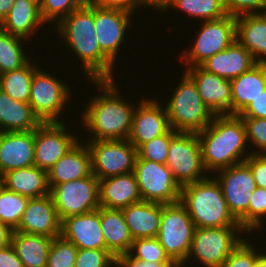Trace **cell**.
Here are the masks:
<instances>
[{
    "label": "cell",
    "instance_id": "obj_31",
    "mask_svg": "<svg viewBox=\"0 0 266 267\" xmlns=\"http://www.w3.org/2000/svg\"><path fill=\"white\" fill-rule=\"evenodd\" d=\"M43 24L45 22L38 7L27 0H15L8 15L0 23V28L28 40Z\"/></svg>",
    "mask_w": 266,
    "mask_h": 267
},
{
    "label": "cell",
    "instance_id": "obj_15",
    "mask_svg": "<svg viewBox=\"0 0 266 267\" xmlns=\"http://www.w3.org/2000/svg\"><path fill=\"white\" fill-rule=\"evenodd\" d=\"M217 175L214 176L221 185L228 208L238 220L248 210L252 193L256 189L250 167L242 162L218 170Z\"/></svg>",
    "mask_w": 266,
    "mask_h": 267
},
{
    "label": "cell",
    "instance_id": "obj_35",
    "mask_svg": "<svg viewBox=\"0 0 266 267\" xmlns=\"http://www.w3.org/2000/svg\"><path fill=\"white\" fill-rule=\"evenodd\" d=\"M171 7L179 8L188 14V17L194 16L193 18L201 19V22L218 20L228 15L223 0H176L168 9Z\"/></svg>",
    "mask_w": 266,
    "mask_h": 267
},
{
    "label": "cell",
    "instance_id": "obj_1",
    "mask_svg": "<svg viewBox=\"0 0 266 267\" xmlns=\"http://www.w3.org/2000/svg\"><path fill=\"white\" fill-rule=\"evenodd\" d=\"M102 94L96 95L82 114V124L92 133L90 140H125L132 129L134 105L126 102L114 79L91 80ZM93 82V83H92Z\"/></svg>",
    "mask_w": 266,
    "mask_h": 267
},
{
    "label": "cell",
    "instance_id": "obj_23",
    "mask_svg": "<svg viewBox=\"0 0 266 267\" xmlns=\"http://www.w3.org/2000/svg\"><path fill=\"white\" fill-rule=\"evenodd\" d=\"M100 206L122 210L142 201L133 172L99 180Z\"/></svg>",
    "mask_w": 266,
    "mask_h": 267
},
{
    "label": "cell",
    "instance_id": "obj_24",
    "mask_svg": "<svg viewBox=\"0 0 266 267\" xmlns=\"http://www.w3.org/2000/svg\"><path fill=\"white\" fill-rule=\"evenodd\" d=\"M256 64L252 54L236 40L231 46L208 58L200 66L210 73L232 80Z\"/></svg>",
    "mask_w": 266,
    "mask_h": 267
},
{
    "label": "cell",
    "instance_id": "obj_49",
    "mask_svg": "<svg viewBox=\"0 0 266 267\" xmlns=\"http://www.w3.org/2000/svg\"><path fill=\"white\" fill-rule=\"evenodd\" d=\"M116 267H179L176 263H146L132 258L128 253L116 258Z\"/></svg>",
    "mask_w": 266,
    "mask_h": 267
},
{
    "label": "cell",
    "instance_id": "obj_17",
    "mask_svg": "<svg viewBox=\"0 0 266 267\" xmlns=\"http://www.w3.org/2000/svg\"><path fill=\"white\" fill-rule=\"evenodd\" d=\"M137 106L133 112L132 129L128 138L136 149L171 129L166 109L158 100L141 98Z\"/></svg>",
    "mask_w": 266,
    "mask_h": 267
},
{
    "label": "cell",
    "instance_id": "obj_42",
    "mask_svg": "<svg viewBox=\"0 0 266 267\" xmlns=\"http://www.w3.org/2000/svg\"><path fill=\"white\" fill-rule=\"evenodd\" d=\"M116 258L106 249H78L74 267H112Z\"/></svg>",
    "mask_w": 266,
    "mask_h": 267
},
{
    "label": "cell",
    "instance_id": "obj_34",
    "mask_svg": "<svg viewBox=\"0 0 266 267\" xmlns=\"http://www.w3.org/2000/svg\"><path fill=\"white\" fill-rule=\"evenodd\" d=\"M23 40L27 41L0 28V74L20 69L31 60L26 55Z\"/></svg>",
    "mask_w": 266,
    "mask_h": 267
},
{
    "label": "cell",
    "instance_id": "obj_56",
    "mask_svg": "<svg viewBox=\"0 0 266 267\" xmlns=\"http://www.w3.org/2000/svg\"><path fill=\"white\" fill-rule=\"evenodd\" d=\"M4 187L3 184V175L0 173V190Z\"/></svg>",
    "mask_w": 266,
    "mask_h": 267
},
{
    "label": "cell",
    "instance_id": "obj_38",
    "mask_svg": "<svg viewBox=\"0 0 266 267\" xmlns=\"http://www.w3.org/2000/svg\"><path fill=\"white\" fill-rule=\"evenodd\" d=\"M252 194L248 210L238 219L240 226L250 234L257 228L260 230L264 216L266 218V189L256 187Z\"/></svg>",
    "mask_w": 266,
    "mask_h": 267
},
{
    "label": "cell",
    "instance_id": "obj_16",
    "mask_svg": "<svg viewBox=\"0 0 266 267\" xmlns=\"http://www.w3.org/2000/svg\"><path fill=\"white\" fill-rule=\"evenodd\" d=\"M133 13L94 4L95 33L101 50L115 63ZM121 45V46H120Z\"/></svg>",
    "mask_w": 266,
    "mask_h": 267
},
{
    "label": "cell",
    "instance_id": "obj_8",
    "mask_svg": "<svg viewBox=\"0 0 266 267\" xmlns=\"http://www.w3.org/2000/svg\"><path fill=\"white\" fill-rule=\"evenodd\" d=\"M202 27L194 39V44L183 51L179 59L186 68L200 66L208 58L231 46L236 40V17L226 15L218 20L202 22Z\"/></svg>",
    "mask_w": 266,
    "mask_h": 267
},
{
    "label": "cell",
    "instance_id": "obj_22",
    "mask_svg": "<svg viewBox=\"0 0 266 267\" xmlns=\"http://www.w3.org/2000/svg\"><path fill=\"white\" fill-rule=\"evenodd\" d=\"M92 174L91 154L84 143L78 141L49 170L50 189L54 185L88 177Z\"/></svg>",
    "mask_w": 266,
    "mask_h": 267
},
{
    "label": "cell",
    "instance_id": "obj_52",
    "mask_svg": "<svg viewBox=\"0 0 266 267\" xmlns=\"http://www.w3.org/2000/svg\"><path fill=\"white\" fill-rule=\"evenodd\" d=\"M15 0H0V23L8 15Z\"/></svg>",
    "mask_w": 266,
    "mask_h": 267
},
{
    "label": "cell",
    "instance_id": "obj_6",
    "mask_svg": "<svg viewBox=\"0 0 266 267\" xmlns=\"http://www.w3.org/2000/svg\"><path fill=\"white\" fill-rule=\"evenodd\" d=\"M238 231L241 234L245 230L241 226L195 228L187 259L179 267H183L193 256L195 261L197 259L203 266L222 267L231 252L243 240V237L238 236Z\"/></svg>",
    "mask_w": 266,
    "mask_h": 267
},
{
    "label": "cell",
    "instance_id": "obj_50",
    "mask_svg": "<svg viewBox=\"0 0 266 267\" xmlns=\"http://www.w3.org/2000/svg\"><path fill=\"white\" fill-rule=\"evenodd\" d=\"M0 267H24L11 243L0 248Z\"/></svg>",
    "mask_w": 266,
    "mask_h": 267
},
{
    "label": "cell",
    "instance_id": "obj_21",
    "mask_svg": "<svg viewBox=\"0 0 266 267\" xmlns=\"http://www.w3.org/2000/svg\"><path fill=\"white\" fill-rule=\"evenodd\" d=\"M34 165V130L0 132V173Z\"/></svg>",
    "mask_w": 266,
    "mask_h": 267
},
{
    "label": "cell",
    "instance_id": "obj_3",
    "mask_svg": "<svg viewBox=\"0 0 266 267\" xmlns=\"http://www.w3.org/2000/svg\"><path fill=\"white\" fill-rule=\"evenodd\" d=\"M198 136L207 173L209 170L216 173L242 163L251 154L245 155L248 143L245 126L239 115H215Z\"/></svg>",
    "mask_w": 266,
    "mask_h": 267
},
{
    "label": "cell",
    "instance_id": "obj_33",
    "mask_svg": "<svg viewBox=\"0 0 266 267\" xmlns=\"http://www.w3.org/2000/svg\"><path fill=\"white\" fill-rule=\"evenodd\" d=\"M31 60L22 68L0 75V89L11 98L29 103L34 72L38 69Z\"/></svg>",
    "mask_w": 266,
    "mask_h": 267
},
{
    "label": "cell",
    "instance_id": "obj_55",
    "mask_svg": "<svg viewBox=\"0 0 266 267\" xmlns=\"http://www.w3.org/2000/svg\"><path fill=\"white\" fill-rule=\"evenodd\" d=\"M28 2L34 4L36 7L41 9L43 0H27Z\"/></svg>",
    "mask_w": 266,
    "mask_h": 267
},
{
    "label": "cell",
    "instance_id": "obj_28",
    "mask_svg": "<svg viewBox=\"0 0 266 267\" xmlns=\"http://www.w3.org/2000/svg\"><path fill=\"white\" fill-rule=\"evenodd\" d=\"M99 219L108 250L115 258L127 254L133 239L122 210L99 207Z\"/></svg>",
    "mask_w": 266,
    "mask_h": 267
},
{
    "label": "cell",
    "instance_id": "obj_5",
    "mask_svg": "<svg viewBox=\"0 0 266 267\" xmlns=\"http://www.w3.org/2000/svg\"><path fill=\"white\" fill-rule=\"evenodd\" d=\"M183 73L182 81L165 104V109L174 131L198 134L211 123L215 115L203 103L194 81Z\"/></svg>",
    "mask_w": 266,
    "mask_h": 267
},
{
    "label": "cell",
    "instance_id": "obj_7",
    "mask_svg": "<svg viewBox=\"0 0 266 267\" xmlns=\"http://www.w3.org/2000/svg\"><path fill=\"white\" fill-rule=\"evenodd\" d=\"M195 225L186 208L179 202L162 204L157 238L165 253L180 266L189 253Z\"/></svg>",
    "mask_w": 266,
    "mask_h": 267
},
{
    "label": "cell",
    "instance_id": "obj_19",
    "mask_svg": "<svg viewBox=\"0 0 266 267\" xmlns=\"http://www.w3.org/2000/svg\"><path fill=\"white\" fill-rule=\"evenodd\" d=\"M14 231L51 238L59 237L61 220L58 217L52 196L49 194L39 198H30L19 226Z\"/></svg>",
    "mask_w": 266,
    "mask_h": 267
},
{
    "label": "cell",
    "instance_id": "obj_36",
    "mask_svg": "<svg viewBox=\"0 0 266 267\" xmlns=\"http://www.w3.org/2000/svg\"><path fill=\"white\" fill-rule=\"evenodd\" d=\"M30 198L3 187L0 190V221L15 230Z\"/></svg>",
    "mask_w": 266,
    "mask_h": 267
},
{
    "label": "cell",
    "instance_id": "obj_2",
    "mask_svg": "<svg viewBox=\"0 0 266 267\" xmlns=\"http://www.w3.org/2000/svg\"><path fill=\"white\" fill-rule=\"evenodd\" d=\"M57 34L80 58L87 80L113 79L115 63L101 50L95 33L94 4L74 10L56 25Z\"/></svg>",
    "mask_w": 266,
    "mask_h": 267
},
{
    "label": "cell",
    "instance_id": "obj_53",
    "mask_svg": "<svg viewBox=\"0 0 266 267\" xmlns=\"http://www.w3.org/2000/svg\"><path fill=\"white\" fill-rule=\"evenodd\" d=\"M175 1L176 0H152L150 6L155 9L157 8L158 11L162 10L161 12H165L166 10L168 11L169 6Z\"/></svg>",
    "mask_w": 266,
    "mask_h": 267
},
{
    "label": "cell",
    "instance_id": "obj_27",
    "mask_svg": "<svg viewBox=\"0 0 266 267\" xmlns=\"http://www.w3.org/2000/svg\"><path fill=\"white\" fill-rule=\"evenodd\" d=\"M236 38L257 63H266V13L237 16Z\"/></svg>",
    "mask_w": 266,
    "mask_h": 267
},
{
    "label": "cell",
    "instance_id": "obj_10",
    "mask_svg": "<svg viewBox=\"0 0 266 267\" xmlns=\"http://www.w3.org/2000/svg\"><path fill=\"white\" fill-rule=\"evenodd\" d=\"M92 174L98 179L133 172L137 149L128 140H89Z\"/></svg>",
    "mask_w": 266,
    "mask_h": 267
},
{
    "label": "cell",
    "instance_id": "obj_39",
    "mask_svg": "<svg viewBox=\"0 0 266 267\" xmlns=\"http://www.w3.org/2000/svg\"><path fill=\"white\" fill-rule=\"evenodd\" d=\"M177 133L172 128L161 136L153 138L151 141L140 145L137 148V158L160 164H166L171 138Z\"/></svg>",
    "mask_w": 266,
    "mask_h": 267
},
{
    "label": "cell",
    "instance_id": "obj_25",
    "mask_svg": "<svg viewBox=\"0 0 266 267\" xmlns=\"http://www.w3.org/2000/svg\"><path fill=\"white\" fill-rule=\"evenodd\" d=\"M231 81V115H239L266 88V63H257Z\"/></svg>",
    "mask_w": 266,
    "mask_h": 267
},
{
    "label": "cell",
    "instance_id": "obj_41",
    "mask_svg": "<svg viewBox=\"0 0 266 267\" xmlns=\"http://www.w3.org/2000/svg\"><path fill=\"white\" fill-rule=\"evenodd\" d=\"M88 4L87 0H43L40 14L45 23L53 22L54 19H57V24L74 10L85 7Z\"/></svg>",
    "mask_w": 266,
    "mask_h": 267
},
{
    "label": "cell",
    "instance_id": "obj_47",
    "mask_svg": "<svg viewBox=\"0 0 266 267\" xmlns=\"http://www.w3.org/2000/svg\"><path fill=\"white\" fill-rule=\"evenodd\" d=\"M96 4L105 8L126 10L131 13L142 6L150 7L147 0H99Z\"/></svg>",
    "mask_w": 266,
    "mask_h": 267
},
{
    "label": "cell",
    "instance_id": "obj_18",
    "mask_svg": "<svg viewBox=\"0 0 266 267\" xmlns=\"http://www.w3.org/2000/svg\"><path fill=\"white\" fill-rule=\"evenodd\" d=\"M194 81L203 103L214 115H231V81L201 66L185 68Z\"/></svg>",
    "mask_w": 266,
    "mask_h": 267
},
{
    "label": "cell",
    "instance_id": "obj_43",
    "mask_svg": "<svg viewBox=\"0 0 266 267\" xmlns=\"http://www.w3.org/2000/svg\"><path fill=\"white\" fill-rule=\"evenodd\" d=\"M245 130L247 142L259 150H251L253 154H266V118L241 117Z\"/></svg>",
    "mask_w": 266,
    "mask_h": 267
},
{
    "label": "cell",
    "instance_id": "obj_57",
    "mask_svg": "<svg viewBox=\"0 0 266 267\" xmlns=\"http://www.w3.org/2000/svg\"><path fill=\"white\" fill-rule=\"evenodd\" d=\"M89 4H96L99 0H87Z\"/></svg>",
    "mask_w": 266,
    "mask_h": 267
},
{
    "label": "cell",
    "instance_id": "obj_11",
    "mask_svg": "<svg viewBox=\"0 0 266 267\" xmlns=\"http://www.w3.org/2000/svg\"><path fill=\"white\" fill-rule=\"evenodd\" d=\"M50 195L60 220L71 215L86 214L100 207L99 180L93 174L54 185Z\"/></svg>",
    "mask_w": 266,
    "mask_h": 267
},
{
    "label": "cell",
    "instance_id": "obj_29",
    "mask_svg": "<svg viewBox=\"0 0 266 267\" xmlns=\"http://www.w3.org/2000/svg\"><path fill=\"white\" fill-rule=\"evenodd\" d=\"M4 187L28 198H39L50 194L48 171L35 165L14 169L3 174Z\"/></svg>",
    "mask_w": 266,
    "mask_h": 267
},
{
    "label": "cell",
    "instance_id": "obj_44",
    "mask_svg": "<svg viewBox=\"0 0 266 267\" xmlns=\"http://www.w3.org/2000/svg\"><path fill=\"white\" fill-rule=\"evenodd\" d=\"M253 245L247 241V238H243L225 260L222 267H254L255 260L261 252H257Z\"/></svg>",
    "mask_w": 266,
    "mask_h": 267
},
{
    "label": "cell",
    "instance_id": "obj_13",
    "mask_svg": "<svg viewBox=\"0 0 266 267\" xmlns=\"http://www.w3.org/2000/svg\"><path fill=\"white\" fill-rule=\"evenodd\" d=\"M133 173L142 201L162 204L180 201L181 187L166 164L136 159Z\"/></svg>",
    "mask_w": 266,
    "mask_h": 267
},
{
    "label": "cell",
    "instance_id": "obj_12",
    "mask_svg": "<svg viewBox=\"0 0 266 267\" xmlns=\"http://www.w3.org/2000/svg\"><path fill=\"white\" fill-rule=\"evenodd\" d=\"M68 87L42 68L34 72L29 104L41 123H62L59 116L71 96Z\"/></svg>",
    "mask_w": 266,
    "mask_h": 267
},
{
    "label": "cell",
    "instance_id": "obj_45",
    "mask_svg": "<svg viewBox=\"0 0 266 267\" xmlns=\"http://www.w3.org/2000/svg\"><path fill=\"white\" fill-rule=\"evenodd\" d=\"M223 4L227 14L235 17L260 13V10L266 13V0H223Z\"/></svg>",
    "mask_w": 266,
    "mask_h": 267
},
{
    "label": "cell",
    "instance_id": "obj_40",
    "mask_svg": "<svg viewBox=\"0 0 266 267\" xmlns=\"http://www.w3.org/2000/svg\"><path fill=\"white\" fill-rule=\"evenodd\" d=\"M78 248L61 236L53 239L47 267H74Z\"/></svg>",
    "mask_w": 266,
    "mask_h": 267
},
{
    "label": "cell",
    "instance_id": "obj_37",
    "mask_svg": "<svg viewBox=\"0 0 266 267\" xmlns=\"http://www.w3.org/2000/svg\"><path fill=\"white\" fill-rule=\"evenodd\" d=\"M128 254L132 258L146 263H175L165 253L157 237L133 240Z\"/></svg>",
    "mask_w": 266,
    "mask_h": 267
},
{
    "label": "cell",
    "instance_id": "obj_54",
    "mask_svg": "<svg viewBox=\"0 0 266 267\" xmlns=\"http://www.w3.org/2000/svg\"><path fill=\"white\" fill-rule=\"evenodd\" d=\"M254 267H266V254L261 253L255 260Z\"/></svg>",
    "mask_w": 266,
    "mask_h": 267
},
{
    "label": "cell",
    "instance_id": "obj_48",
    "mask_svg": "<svg viewBox=\"0 0 266 267\" xmlns=\"http://www.w3.org/2000/svg\"><path fill=\"white\" fill-rule=\"evenodd\" d=\"M239 116L266 118V88L239 114Z\"/></svg>",
    "mask_w": 266,
    "mask_h": 267
},
{
    "label": "cell",
    "instance_id": "obj_32",
    "mask_svg": "<svg viewBox=\"0 0 266 267\" xmlns=\"http://www.w3.org/2000/svg\"><path fill=\"white\" fill-rule=\"evenodd\" d=\"M54 238L13 231L11 244L24 267H47Z\"/></svg>",
    "mask_w": 266,
    "mask_h": 267
},
{
    "label": "cell",
    "instance_id": "obj_20",
    "mask_svg": "<svg viewBox=\"0 0 266 267\" xmlns=\"http://www.w3.org/2000/svg\"><path fill=\"white\" fill-rule=\"evenodd\" d=\"M60 236L74 243L78 249H106L99 219V208L61 220Z\"/></svg>",
    "mask_w": 266,
    "mask_h": 267
},
{
    "label": "cell",
    "instance_id": "obj_14",
    "mask_svg": "<svg viewBox=\"0 0 266 267\" xmlns=\"http://www.w3.org/2000/svg\"><path fill=\"white\" fill-rule=\"evenodd\" d=\"M65 123H41L34 130V165L48 171L79 140Z\"/></svg>",
    "mask_w": 266,
    "mask_h": 267
},
{
    "label": "cell",
    "instance_id": "obj_30",
    "mask_svg": "<svg viewBox=\"0 0 266 267\" xmlns=\"http://www.w3.org/2000/svg\"><path fill=\"white\" fill-rule=\"evenodd\" d=\"M40 124L29 103L17 101L0 89V132L32 131Z\"/></svg>",
    "mask_w": 266,
    "mask_h": 267
},
{
    "label": "cell",
    "instance_id": "obj_46",
    "mask_svg": "<svg viewBox=\"0 0 266 267\" xmlns=\"http://www.w3.org/2000/svg\"><path fill=\"white\" fill-rule=\"evenodd\" d=\"M244 162L250 167L256 187L266 189V154L251 153Z\"/></svg>",
    "mask_w": 266,
    "mask_h": 267
},
{
    "label": "cell",
    "instance_id": "obj_9",
    "mask_svg": "<svg viewBox=\"0 0 266 267\" xmlns=\"http://www.w3.org/2000/svg\"><path fill=\"white\" fill-rule=\"evenodd\" d=\"M166 165L180 187L207 178L198 134L177 132L171 138Z\"/></svg>",
    "mask_w": 266,
    "mask_h": 267
},
{
    "label": "cell",
    "instance_id": "obj_51",
    "mask_svg": "<svg viewBox=\"0 0 266 267\" xmlns=\"http://www.w3.org/2000/svg\"><path fill=\"white\" fill-rule=\"evenodd\" d=\"M13 231L7 224L0 221V248L11 243Z\"/></svg>",
    "mask_w": 266,
    "mask_h": 267
},
{
    "label": "cell",
    "instance_id": "obj_4",
    "mask_svg": "<svg viewBox=\"0 0 266 267\" xmlns=\"http://www.w3.org/2000/svg\"><path fill=\"white\" fill-rule=\"evenodd\" d=\"M180 203L186 208L195 228L240 226L228 208L220 183L211 175L181 187Z\"/></svg>",
    "mask_w": 266,
    "mask_h": 267
},
{
    "label": "cell",
    "instance_id": "obj_26",
    "mask_svg": "<svg viewBox=\"0 0 266 267\" xmlns=\"http://www.w3.org/2000/svg\"><path fill=\"white\" fill-rule=\"evenodd\" d=\"M133 240L157 237L162 216V203L140 201L122 209Z\"/></svg>",
    "mask_w": 266,
    "mask_h": 267
}]
</instances>
